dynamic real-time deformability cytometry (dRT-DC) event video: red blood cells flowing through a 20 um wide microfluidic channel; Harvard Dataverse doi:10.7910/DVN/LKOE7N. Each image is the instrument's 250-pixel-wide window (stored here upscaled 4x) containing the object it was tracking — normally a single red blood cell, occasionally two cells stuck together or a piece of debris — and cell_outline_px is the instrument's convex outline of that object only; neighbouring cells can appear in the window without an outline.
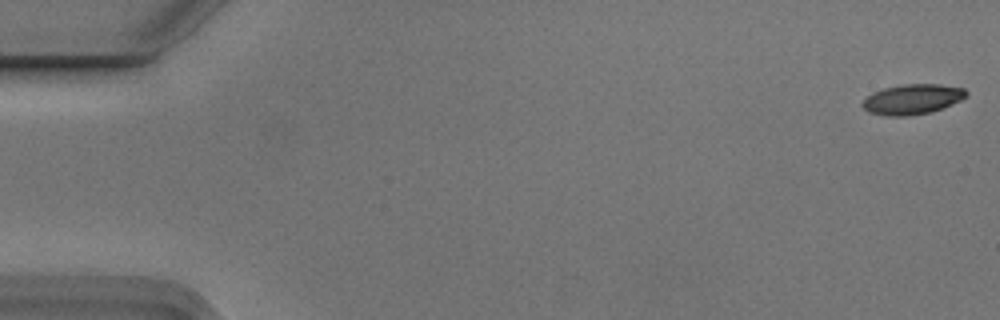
{"species": "Egyptian fruit bat (a non-hibernating species)", "species_latin": "Rousettus aegyptiacus", "temperature_condition": "cold", "stored_images_in_passage": 6, "camera_frame_rate_fps": 3000, "um_per_image_px": 0.085, "animal": {"sex": "male"}, "frame": {"image": 1, "passage_image": 1, "time_ms": 0.0, "image_size_px": [1000, 320], "cell_outline_px": [[968, 96], [960, 100], [932, 112], [908, 116], [888, 116], [868, 112], [860, 104], [872, 92], [884, 88], [904, 84], [940, 84], [964, 88], [968, 92]], "centroid_in_image_um": [77.55, 8.43], "position_along_channel_um": 7.4, "area_um2": 18.26}}
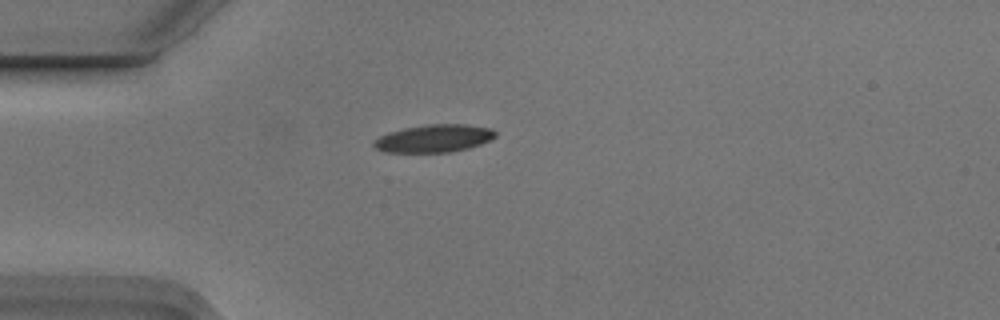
{"frame": {"image": 2, "passage_image": 5, "time_ms": 1.333, "image_size_px": [1000, 320], "cell_outline_px": [[496, 136], [480, 144], [468, 148], [452, 152], [384, 152], [376, 148], [372, 144], [380, 136], [388, 132], [404, 128], [432, 124], [464, 124], [492, 128], [496, 132]], "centroid_in_image_um": [36.89, 11.76], "position_along_channel_um": 48.1, "area_um2": 19.48}}